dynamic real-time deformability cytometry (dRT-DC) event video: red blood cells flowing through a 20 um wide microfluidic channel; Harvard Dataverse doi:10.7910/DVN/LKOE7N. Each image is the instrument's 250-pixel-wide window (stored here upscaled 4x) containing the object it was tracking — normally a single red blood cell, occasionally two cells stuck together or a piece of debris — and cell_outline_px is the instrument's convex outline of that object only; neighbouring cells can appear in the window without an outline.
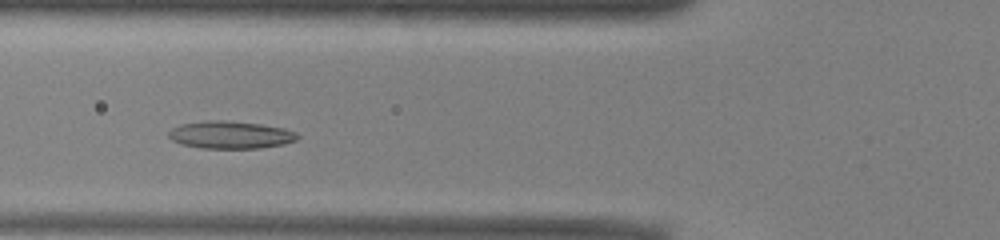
{"species": "common noctule bat (a hibernating species)", "species_latin": "Nyctalus noctula", "temperature_condition": "warm", "stored_images_in_passage": 42, "camera_frame_rate_fps": 3000, "um_per_image_px": 0.085, "animal": {"sex": "male", "body_mass_g": 13.0, "forearm_length_mm": 53.1}, "frame": {"image": 1, "passage_image": 9, "time_ms": 2.667, "image_size_px": [1000, 240], "cell_outline_px": [[300, 136], [296, 140], [284, 144], [260, 148], [200, 148], [180, 144], [172, 140], [168, 136], [168, 132], [172, 128], [180, 124], [204, 120], [224, 120], [260, 124], [284, 128], [296, 132]], "centroid_in_image_um": [19.57, 11.46], "position_along_channel_um": 106.2, "area_um2": 20.81}}
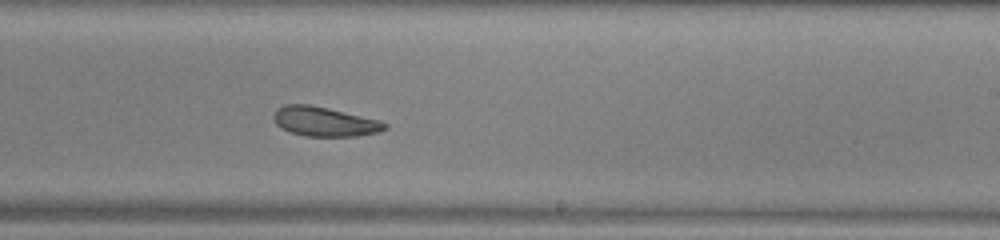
{"frame": {"image": 2, "passage_image": 21, "time_ms": 6.667, "image_size_px": [1000, 240], "cell_outline_px": [[388, 128], [376, 132], [356, 136], [304, 136], [288, 132], [276, 124], [272, 116], [276, 108], [284, 104], [308, 104], [328, 108], [380, 120], [388, 124]], "centroid_in_image_um": [27.54, 10.33], "position_along_channel_um": 261.5, "area_um2": 19.19}}
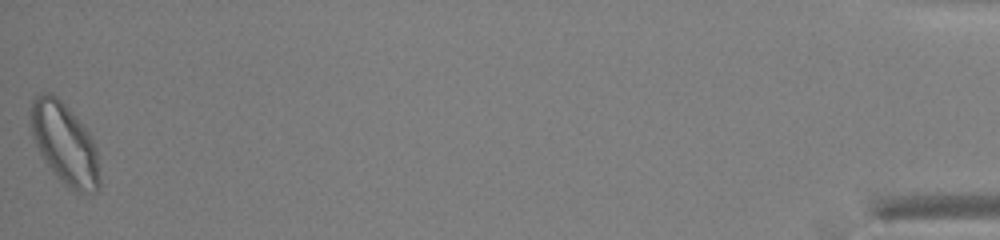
{"frame": {"image": 3, "passage_image": 42, "time_ms": 13.667, "image_size_px": [1000, 240], "cell_outline_px": [[100, 188], [96, 192], [76, 192], [68, 188], [52, 172], [44, 160], [32, 136], [28, 120], [32, 100], [36, 96], [44, 92], [48, 92], [56, 96], [68, 108], [88, 132], [96, 148], [100, 180]], "centroid_in_image_um": [5.47, 12.22], "position_along_channel_um": 429.7, "area_um2": 32.6}, "authors_computed_cell_mechanics": {"area_um2": 20.8369, "velocity_mm_per_s": 3.8922, "shape_relaxation_time_tau1_ms": null, "shape_relaxation_time_tau2_ms": 3.4211, "deformation_change_tau1": null, "deformation_change_tau2": 0.111}}